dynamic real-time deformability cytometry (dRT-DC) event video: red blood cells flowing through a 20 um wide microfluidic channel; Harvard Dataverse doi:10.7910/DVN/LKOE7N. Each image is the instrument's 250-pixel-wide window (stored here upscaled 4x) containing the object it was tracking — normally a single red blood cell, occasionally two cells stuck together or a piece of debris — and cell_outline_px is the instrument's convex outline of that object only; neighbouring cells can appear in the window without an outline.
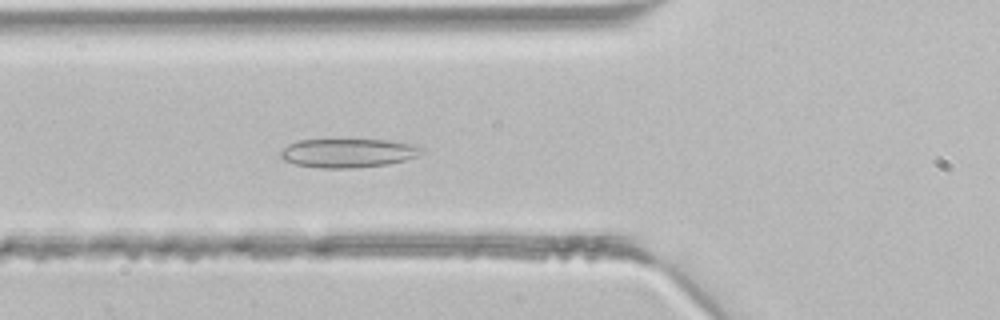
{"species": "common noctule bat (a hibernating species)", "species_latin": "Nyctalus noctula", "temperature_condition": "room temperature", "stored_images_in_passage": 44, "camera_frame_rate_fps": 3000, "um_per_image_px": 0.085, "animal": {"sex": "male", "body_mass_g": 21.5, "forearm_length_mm": 52.0}, "frame": {"image": 1, "passage_image": 15, "time_ms": 4.667, "image_size_px": [1000, 320], "cell_outline_px": [[424, 152], [416, 156], [404, 160], [388, 164], [356, 168], [320, 168], [296, 164], [284, 160], [280, 156], [280, 152], [288, 144], [296, 140], [388, 140], [416, 144], [424, 148]], "centroid_in_image_um": [29.61, 13.0], "position_along_channel_um": 96.2, "area_um2": 23.81}}
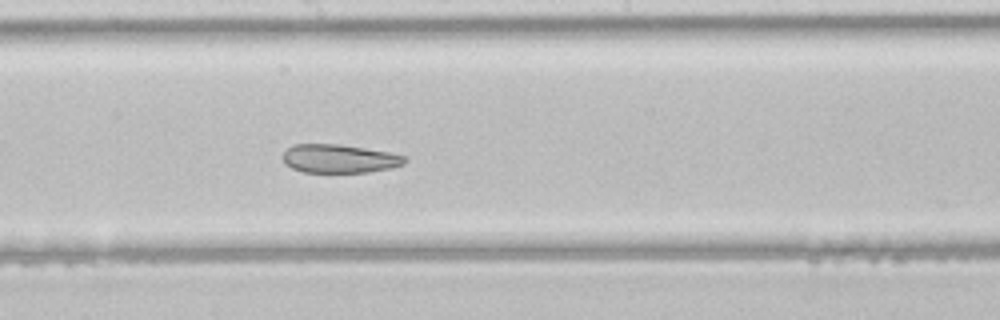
{"frame": {"image": 2, "passage_image": 23, "time_ms": 7.333, "image_size_px": [1000, 320], "cell_outline_px": [[408, 160], [404, 164], [388, 168], [368, 172], [304, 172], [292, 168], [284, 164], [280, 156], [292, 144], [340, 144], [388, 152], [408, 156]], "centroid_in_image_um": [28.81, 13.48], "position_along_channel_um": 219.4, "area_um2": 20.4}}
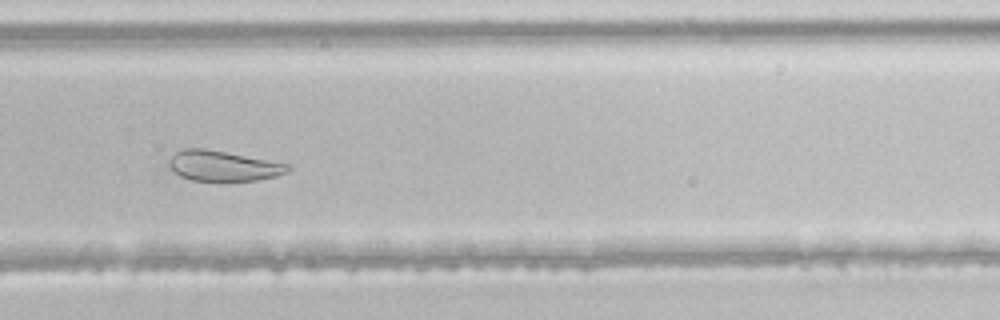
{"frame": {"image": 3, "passage_image": 29, "time_ms": 9.333, "image_size_px": [1000, 320], "cell_outline_px": [[292, 168], [288, 172], [276, 176], [260, 180], [192, 180], [180, 176], [168, 164], [168, 160], [176, 152], [184, 148], [200, 148], [224, 152], [292, 164]], "centroid_in_image_um": [19.02, 14.1], "position_along_channel_um": 310.8, "area_um2": 20.75}}